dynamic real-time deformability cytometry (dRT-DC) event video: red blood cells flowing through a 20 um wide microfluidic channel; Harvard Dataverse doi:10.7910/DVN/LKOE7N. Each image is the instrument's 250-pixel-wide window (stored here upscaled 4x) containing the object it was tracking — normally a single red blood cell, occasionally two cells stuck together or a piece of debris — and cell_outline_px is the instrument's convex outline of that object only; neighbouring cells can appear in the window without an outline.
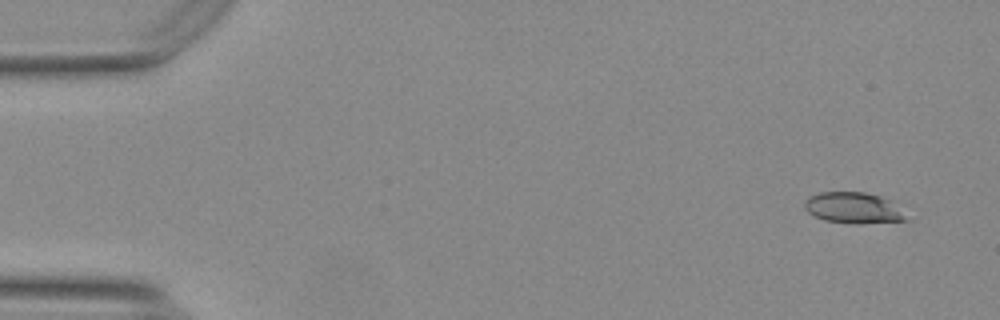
{"species": "Egyptian fruit bat (a non-hibernating species)", "species_latin": "Rousettus aegyptiacus", "temperature_condition": "warm", "stored_images_in_passage": 20, "camera_frame_rate_fps": 3000, "um_per_image_px": 0.085, "animal": {"sex": "female"}, "frame": {"image": 1, "passage_image": 1, "time_ms": 0.0, "image_size_px": [1000, 320], "cell_outline_px": [[908, 220], [824, 220], [808, 212], [804, 208], [804, 200], [808, 196], [820, 192], [864, 192], [880, 196], [888, 200]], "centroid_in_image_um": [72.37, 17.58], "position_along_channel_um": 12.6, "area_um2": 16.76}}
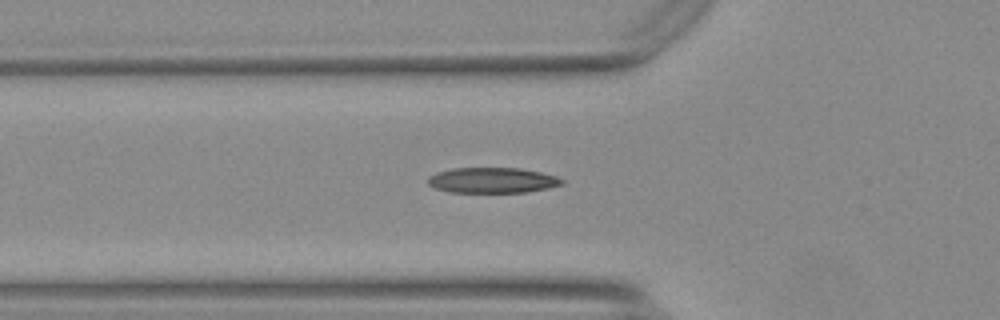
{"frame": {"image": 2, "passage_image": 17, "time_ms": 5.333, "image_size_px": [1000, 320], "cell_outline_px": [[564, 184], [548, 188], [524, 192], [448, 192], [436, 188], [428, 184], [428, 176], [436, 172], [452, 168], [520, 168], [540, 172], [556, 176], [564, 180]], "centroid_in_image_um": [41.84, 15.32], "position_along_channel_um": 84.0, "area_um2": 19.88}}
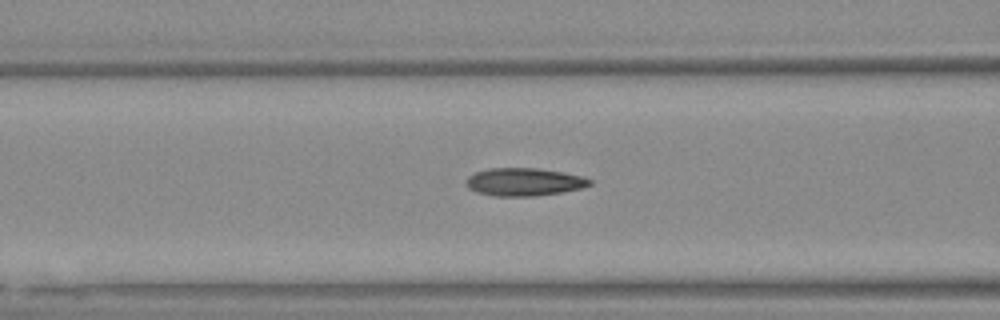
{"frame": {"image": 3, "passage_image": 20, "time_ms": 6.333, "image_size_px": [1000, 320], "cell_outline_px": [[592, 184], [580, 188], [560, 192], [532, 196], [496, 196], [476, 192], [468, 188], [464, 184], [464, 180], [468, 176], [476, 172], [488, 168], [536, 168], [560, 172], [580, 176], [592, 180]], "centroid_in_image_um": [44.47, 15.46], "position_along_channel_um": 122.1, "area_um2": 19.94}}